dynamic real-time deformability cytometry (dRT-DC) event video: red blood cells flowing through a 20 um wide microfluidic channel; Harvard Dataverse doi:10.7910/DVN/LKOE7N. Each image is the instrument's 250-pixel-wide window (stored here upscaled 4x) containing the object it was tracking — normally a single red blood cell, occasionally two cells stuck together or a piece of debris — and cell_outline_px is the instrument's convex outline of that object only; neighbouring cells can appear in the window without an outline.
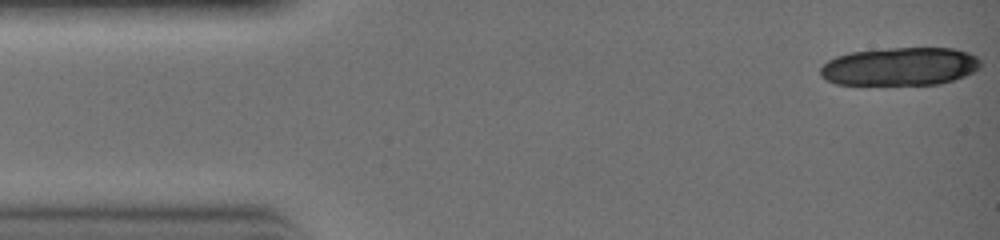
{"species": "common noctule bat (a hibernating species)", "species_latin": "Nyctalus noctula", "temperature_condition": "warm", "stored_images_in_passage": 30, "segment_of_instrument_passage": [1, 2], "camera_frame_rate_fps": 3000, "um_per_image_px": 0.085, "animal": {"sex": "female", "body_mass_g": 19.0, "forearm_length_mm": 51.5}, "frame": {"image": 1, "passage_image": 1, "time_ms": 0.0, "image_size_px": [1000, 240], "cell_outline_px": [[980, 68], [964, 76], [940, 84], [836, 84], [820, 76], [820, 68], [828, 60], [836, 56], [852, 52], [892, 48], [952, 48], [968, 52], [976, 56], [980, 60]], "centroid_in_image_um": [76.5, 5.65], "position_along_channel_um": 8.5, "area_um2": 35.43}}